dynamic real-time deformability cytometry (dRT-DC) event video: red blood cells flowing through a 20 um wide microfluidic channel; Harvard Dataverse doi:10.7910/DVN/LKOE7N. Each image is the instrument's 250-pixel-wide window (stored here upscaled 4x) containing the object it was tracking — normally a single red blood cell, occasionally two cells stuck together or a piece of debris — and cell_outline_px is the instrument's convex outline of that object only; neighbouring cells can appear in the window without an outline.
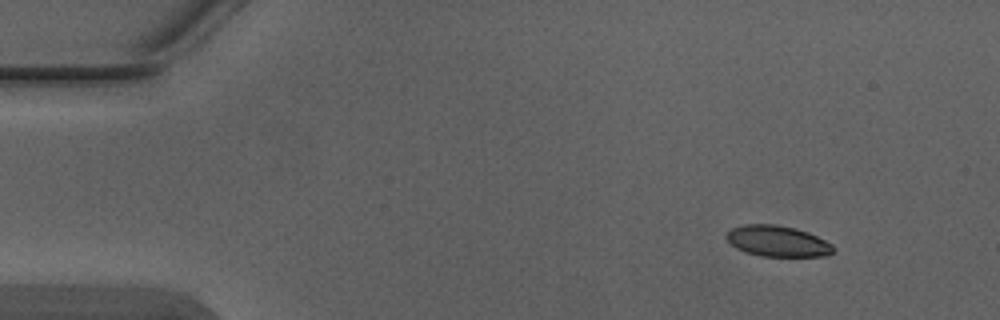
{"species": "Egyptian fruit bat (a non-hibernating species)", "species_latin": "Rousettus aegyptiacus", "temperature_condition": "warm", "stored_images_in_passage": 4, "camera_frame_rate_fps": 3000, "um_per_image_px": 0.085, "animal": {"sex": "male"}, "frame": {"image": 1, "passage_image": 1, "time_ms": 0.0, "image_size_px": [1000, 320], "cell_outline_px": [[836, 248], [828, 256], [760, 256], [744, 252], [736, 248], [724, 236], [732, 228], [744, 224], [776, 224], [796, 228], [808, 232], [832, 244]], "centroid_in_image_um": [66.09, 20.49], "position_along_channel_um": 18.9, "area_um2": 19.36}}